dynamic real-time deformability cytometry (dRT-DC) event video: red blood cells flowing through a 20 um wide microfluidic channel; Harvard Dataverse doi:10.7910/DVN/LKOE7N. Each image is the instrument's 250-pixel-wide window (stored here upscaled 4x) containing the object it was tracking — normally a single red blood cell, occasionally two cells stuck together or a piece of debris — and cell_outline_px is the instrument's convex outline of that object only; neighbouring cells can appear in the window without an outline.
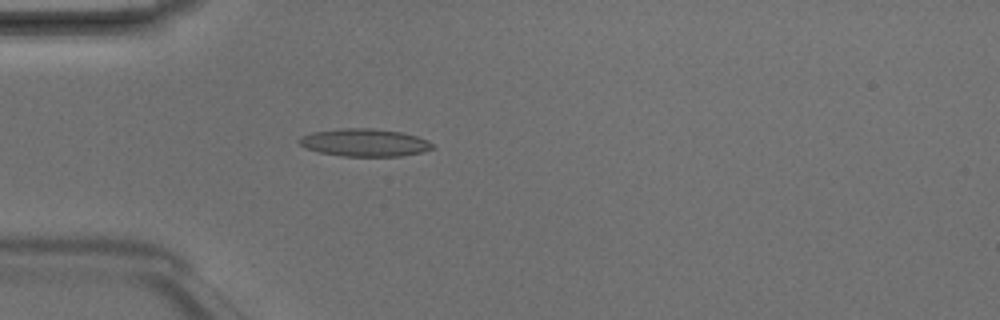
{"species": "Egyptian fruit bat (a non-hibernating species)", "species_latin": "Rousettus aegyptiacus", "temperature_condition": "room temperature", "stored_images_in_passage": 4, "camera_frame_rate_fps": 3000, "um_per_image_px": 0.085, "animal": {"sex": "male"}, "frame": {"image": 1, "passage_image": 4, "time_ms": 1.0, "image_size_px": [1000, 320], "cell_outline_px": [[432, 148], [420, 152], [400, 156], [344, 156], [320, 152], [304, 148], [296, 140], [300, 136], [312, 132], [340, 128], [372, 128], [400, 132], [416, 136], [428, 140], [432, 144]], "centroid_in_image_um": [30.92, 12.11], "position_along_channel_um": 54.1, "area_um2": 21.39}}